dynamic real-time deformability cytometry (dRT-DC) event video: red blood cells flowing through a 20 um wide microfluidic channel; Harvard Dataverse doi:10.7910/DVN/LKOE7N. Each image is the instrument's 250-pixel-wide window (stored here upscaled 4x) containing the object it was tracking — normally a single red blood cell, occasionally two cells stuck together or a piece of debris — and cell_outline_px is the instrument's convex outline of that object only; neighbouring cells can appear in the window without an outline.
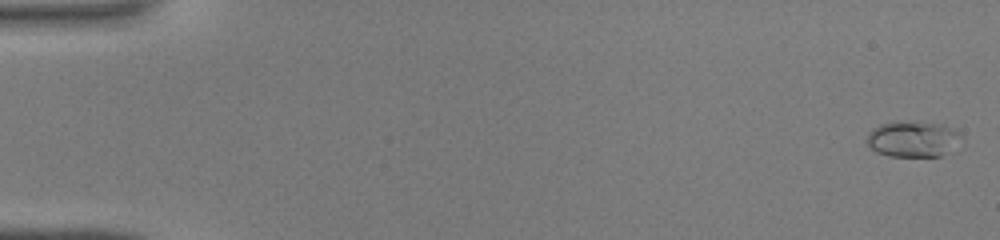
{"species": "common noctule bat (a hibernating species)", "species_latin": "Nyctalus noctula", "temperature_condition": "warm", "stored_images_in_passage": 45, "camera_frame_rate_fps": 3000, "um_per_image_px": 0.085, "animal": {"sex": "male", "body_mass_g": 19.0, "forearm_length_mm": 50.8}, "frame": {"image": 1, "passage_image": 1, "time_ms": 0.0, "image_size_px": [1000, 240], "cell_outline_px": [[964, 144], [940, 156], [888, 156], [876, 152], [868, 144], [868, 132], [872, 128], [880, 124], [916, 120], [944, 124], [964, 136]], "centroid_in_image_um": [77.69, 11.81], "position_along_channel_um": 7.3, "area_um2": 20.29}}
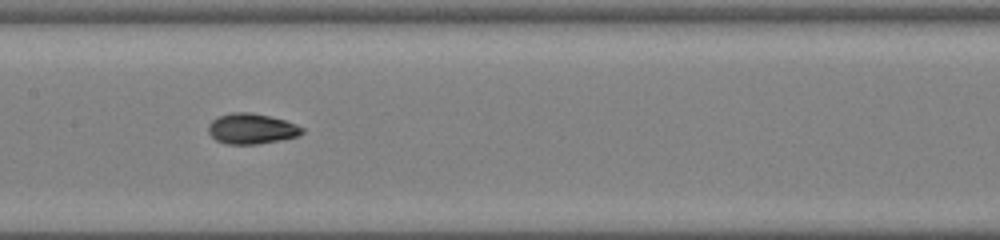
{"frame": {"image": 2, "passage_image": 23, "time_ms": 7.333, "image_size_px": [1000, 240], "cell_outline_px": [[304, 132], [296, 136], [280, 140], [256, 144], [228, 144], [216, 140], [208, 132], [208, 124], [212, 120], [220, 116], [232, 112], [252, 112], [284, 120], [296, 124], [304, 128]], "centroid_in_image_um": [21.37, 10.94], "position_along_channel_um": 186.0, "area_um2": 16.53}}
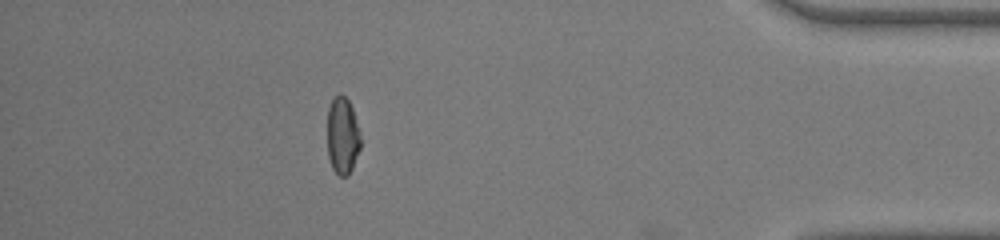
{"frame": {"image": 3, "passage_image": 40, "time_ms": 13.0, "image_size_px": [1000, 240], "cell_outline_px": [[360, 148], [352, 168], [348, 176], [340, 176], [332, 168], [328, 156], [328, 108], [332, 100], [340, 92], [348, 100], [352, 108], [360, 132]], "centroid_in_image_um": [29.12, 11.54], "position_along_channel_um": 406.1, "area_um2": 14.85}}